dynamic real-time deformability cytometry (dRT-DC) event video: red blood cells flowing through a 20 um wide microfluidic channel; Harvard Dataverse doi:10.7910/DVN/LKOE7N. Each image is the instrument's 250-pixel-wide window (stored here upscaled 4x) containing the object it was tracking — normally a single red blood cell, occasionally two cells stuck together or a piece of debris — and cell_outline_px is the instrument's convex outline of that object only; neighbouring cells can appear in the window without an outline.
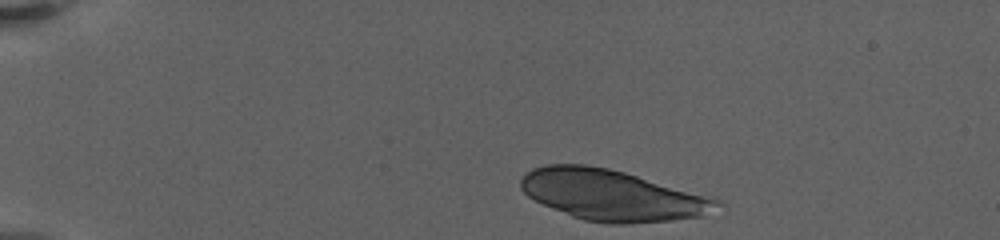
{"species": "human", "species_latin": "Homo sapiens", "temperature_condition": "warm", "stored_images_in_passage": 5, "segment_of_instrument_passage": [1, 2], "camera_frame_rate_fps": 3000, "um_per_image_px": 0.085, "donor": {"sex": "female"}, "frame": {"image": 1, "passage_image": 1, "time_ms": 0.0, "image_size_px": [1000, 240], "cell_outline_px": [[724, 204], [704, 216], [672, 220], [624, 224], [608, 224], [584, 220], [572, 216], [544, 204], [528, 196], [520, 188], [520, 180], [532, 168], [544, 164], [584, 164], [608, 168], [624, 172], [712, 196], [720, 200]], "centroid_in_image_um": [52.07, 16.59], "position_along_channel_um": 32.9, "area_um2": 58.15}}